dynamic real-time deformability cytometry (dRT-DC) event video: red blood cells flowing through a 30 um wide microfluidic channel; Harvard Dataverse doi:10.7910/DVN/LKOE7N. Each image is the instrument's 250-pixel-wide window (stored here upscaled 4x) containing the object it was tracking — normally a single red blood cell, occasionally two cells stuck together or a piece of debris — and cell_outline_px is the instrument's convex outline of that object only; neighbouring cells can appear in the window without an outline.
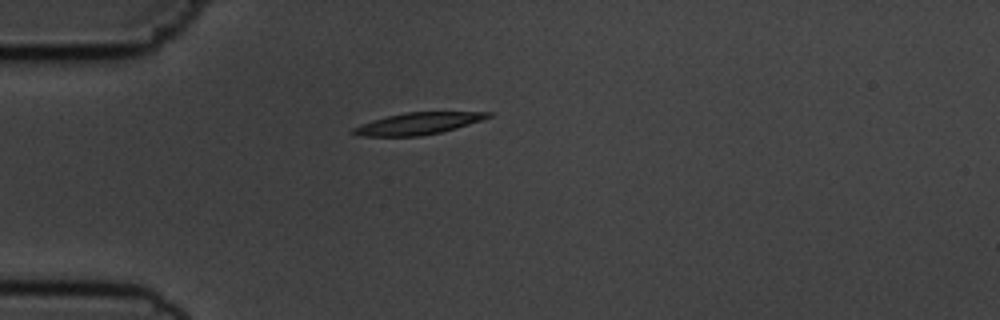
{"species": "common noctule bat (a hibernating species)", "species_latin": "Nyctalus noctula", "temperature_condition": "cold", "stored_images_in_passage": 4, "camera_frame_rate_fps": 3000, "um_per_image_px": 0.085, "animal": {"sex": "male", "body_mass_g": 19.5, "forearm_length_mm": 54.6}, "frame": {"image": 1, "passage_image": 3, "time_ms": 3.0, "image_size_px": [1000, 320], "cell_outline_px": [[496, 112], [492, 116], [456, 128], [440, 132], [420, 136], [364, 136], [348, 132], [352, 128], [372, 120], [404, 112]], "centroid_in_image_um": [35.52, 10.5], "position_along_channel_um": 49.5, "area_um2": 16.99}}